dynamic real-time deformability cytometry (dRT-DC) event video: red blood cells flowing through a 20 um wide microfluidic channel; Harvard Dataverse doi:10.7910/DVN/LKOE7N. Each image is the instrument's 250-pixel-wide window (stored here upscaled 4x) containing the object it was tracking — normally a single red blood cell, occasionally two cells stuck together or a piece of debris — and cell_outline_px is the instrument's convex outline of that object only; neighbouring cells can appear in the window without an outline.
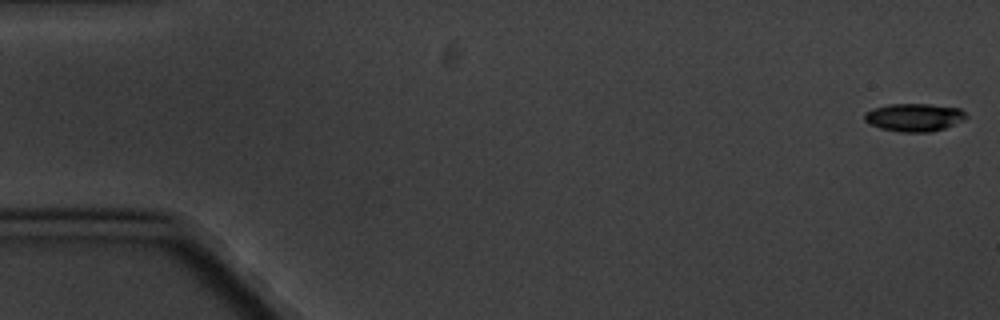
{"species": "common noctule bat (a hibernating species)", "species_latin": "Nyctalus noctula", "temperature_condition": "cold", "stored_images_in_passage": 5, "camera_frame_rate_fps": 3000, "um_per_image_px": 0.085, "animal": {"sex": "male", "body_mass_g": 20.1, "forearm_length_mm": 53.5}, "frame": {"image": 1, "passage_image": 1, "time_ms": 0.0, "image_size_px": [1000, 320], "cell_outline_px": [[968, 116], [964, 120], [944, 128], [928, 132], [900, 132], [880, 128], [868, 124], [864, 120], [864, 112], [872, 108], [888, 104], [928, 104], [960, 108]], "centroid_in_image_um": [77.66, 9.97], "position_along_channel_um": 7.3, "area_um2": 16.65}}
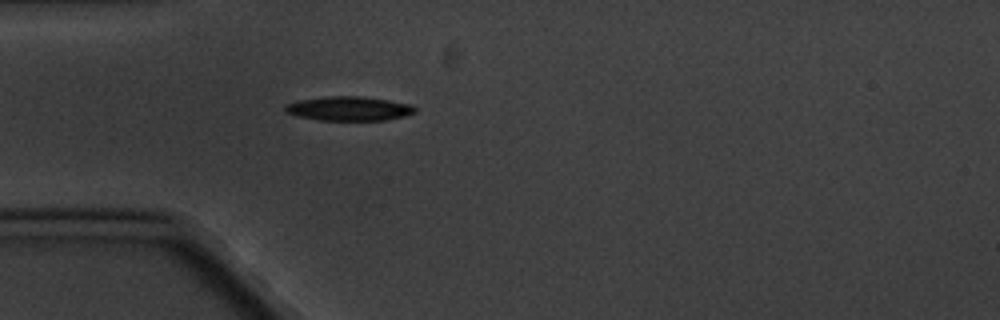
{"frame": {"image": 2, "passage_image": 5, "time_ms": 5.333, "image_size_px": [1000, 320], "cell_outline_px": [[416, 112], [404, 116], [384, 120], [320, 120], [296, 116], [284, 112], [284, 104], [300, 100], [328, 96], [360, 96], [388, 100], [408, 104], [416, 108]], "centroid_in_image_um": [29.61, 9.23], "position_along_channel_um": 55.4, "area_um2": 18.26}}